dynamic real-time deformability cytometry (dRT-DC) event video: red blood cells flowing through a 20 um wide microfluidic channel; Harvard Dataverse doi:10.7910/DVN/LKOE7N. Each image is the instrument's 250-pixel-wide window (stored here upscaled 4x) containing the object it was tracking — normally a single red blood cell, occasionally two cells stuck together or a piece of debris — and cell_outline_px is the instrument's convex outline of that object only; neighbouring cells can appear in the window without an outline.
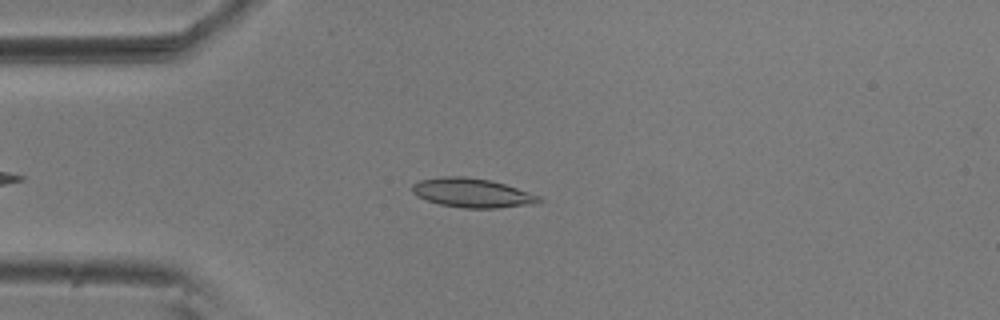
{"species": "common noctule bat (a hibernating species)", "species_latin": "Nyctalus noctula", "temperature_condition": "room temperature", "stored_images_in_passage": 44, "camera_frame_rate_fps": 3000, "um_per_image_px": 0.085, "animal": {"sex": "male", "body_mass_g": 20.5, "forearm_length_mm": 52.5}, "frame": {"image": 1, "passage_image": 7, "time_ms": 2.0, "image_size_px": [1000, 320], "cell_outline_px": [[544, 200], [532, 204], [496, 208], [460, 208], [440, 204], [416, 196], [412, 192], [412, 184], [420, 180], [444, 176], [464, 176], [488, 180], [504, 184], [540, 196]], "centroid_in_image_um": [40.11, 16.4], "position_along_channel_um": 44.9, "area_um2": 21.39}}
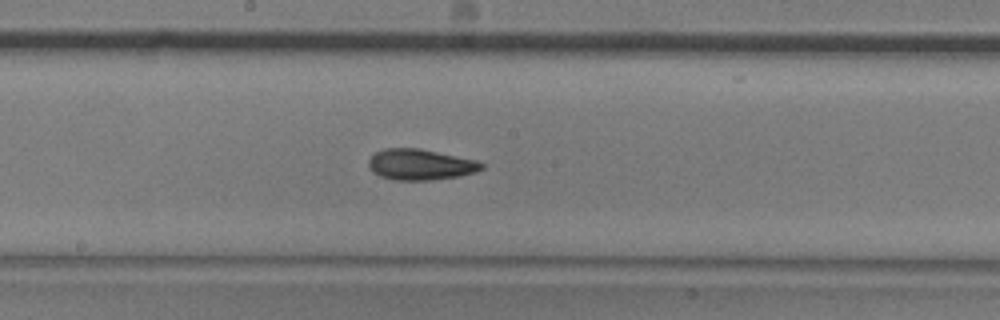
{"frame": {"image": 2, "passage_image": 22, "time_ms": 7.0, "image_size_px": [1000, 320], "cell_outline_px": [[484, 168], [476, 172], [460, 176], [432, 180], [396, 180], [380, 176], [372, 172], [368, 168], [368, 160], [376, 152], [384, 148], [420, 148], [476, 160], [484, 164]], "centroid_in_image_um": [35.72, 13.99], "position_along_channel_um": 212.5, "area_um2": 20.46}}
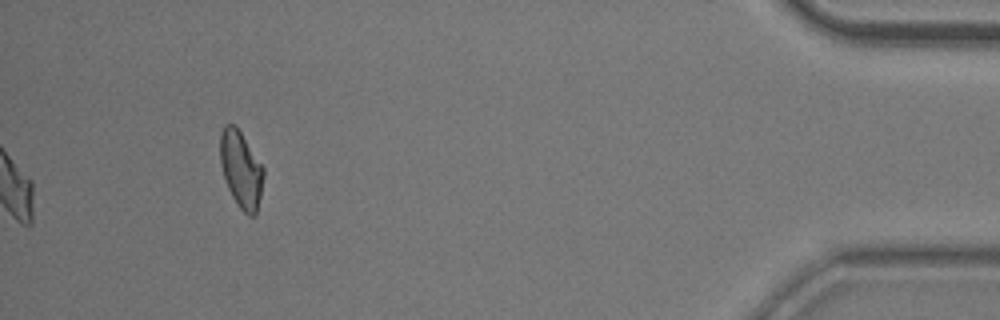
{"frame": {"image": 3, "passage_image": 44, "time_ms": 14.333, "image_size_px": [1000, 320], "cell_outline_px": [[264, 176], [256, 216], [248, 216], [240, 208], [232, 196], [228, 188], [220, 164], [220, 132], [224, 124], [232, 124], [240, 132], [264, 168]], "centroid_in_image_um": [20.48, 14.42], "position_along_channel_um": 414.7, "area_um2": 19.19}, "authors_computed_cell_mechanics": {"area_um2": 19.8543, "velocity_mm_per_s": 3.6703, "shape_relaxation_time_tau1_ms": 3.7612, "shape_relaxation_time_tau2_ms": 2.8039, "deformation_change_tau1": 0.139, "deformation_change_tau2": 0.0879}}